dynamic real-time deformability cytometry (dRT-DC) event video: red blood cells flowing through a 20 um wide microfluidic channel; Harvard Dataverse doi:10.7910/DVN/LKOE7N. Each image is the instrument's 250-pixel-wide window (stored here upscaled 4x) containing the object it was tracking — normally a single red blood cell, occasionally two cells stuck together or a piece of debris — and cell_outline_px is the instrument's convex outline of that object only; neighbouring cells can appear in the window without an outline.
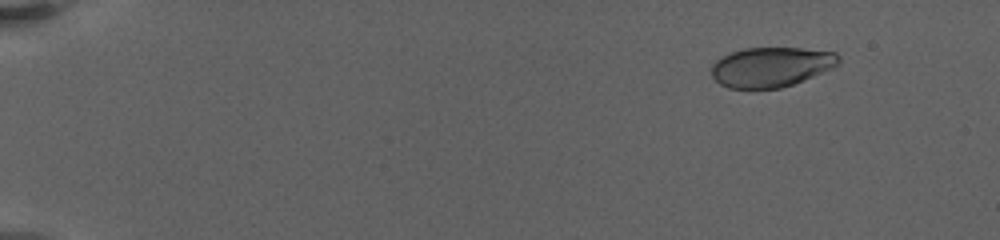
{"species": "human", "species_latin": "Homo sapiens", "temperature_condition": "warm", "stored_images_in_passage": 10, "camera_frame_rate_fps": 3000, "um_per_image_px": 0.085, "donor": {"sex": "female"}, "frame": {"image": 1, "passage_image": 3, "time_ms": 2.333, "image_size_px": [1000, 240], "cell_outline_px": [[840, 64], [832, 68], [804, 80], [780, 88], [728, 88], [720, 84], [712, 76], [712, 64], [720, 56], [744, 48], [800, 48], [836, 52], [840, 56]], "centroid_in_image_um": [65.55, 5.68], "position_along_channel_um": 19.4, "area_um2": 29.54}}
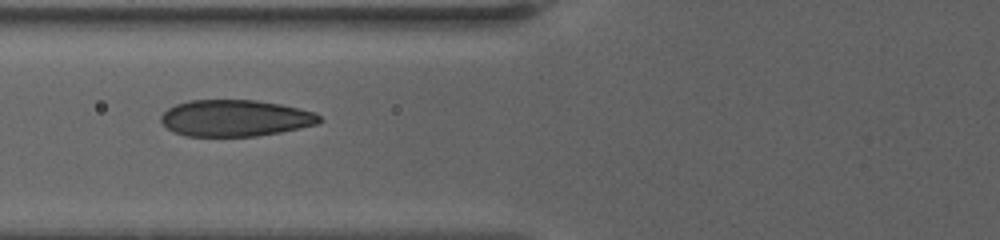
{"frame": {"image": 2, "passage_image": 9, "time_ms": 9.333, "image_size_px": [1000, 240], "cell_outline_px": [[324, 120], [320, 124], [280, 132], [256, 136], [184, 136], [172, 132], [160, 120], [160, 116], [168, 108], [176, 104], [188, 100], [256, 100], [280, 104], [316, 112]], "centroid_in_image_um": [20.01, 10.04], "position_along_channel_um": 105.8, "area_um2": 33.99}}
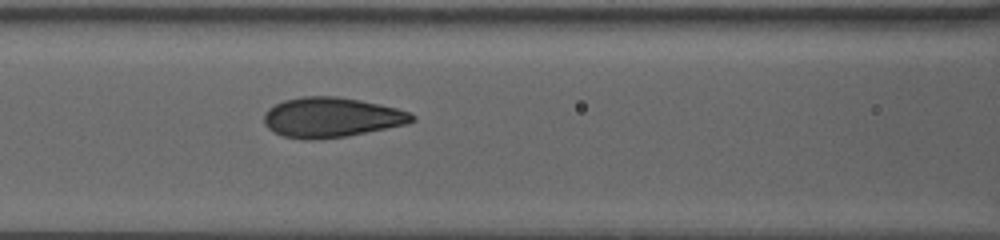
{"frame": {"image": 3, "passage_image": 10, "time_ms": 10.333, "image_size_px": [1000, 240], "cell_outline_px": [[416, 120], [408, 124], [348, 136], [312, 140], [304, 140], [284, 136], [268, 128], [264, 124], [264, 112], [268, 108], [284, 100], [304, 96], [336, 96], [360, 100], [396, 108], [412, 112], [416, 116]], "centroid_in_image_um": [28.2, 9.98], "position_along_channel_um": 138.4, "area_um2": 34.62}}